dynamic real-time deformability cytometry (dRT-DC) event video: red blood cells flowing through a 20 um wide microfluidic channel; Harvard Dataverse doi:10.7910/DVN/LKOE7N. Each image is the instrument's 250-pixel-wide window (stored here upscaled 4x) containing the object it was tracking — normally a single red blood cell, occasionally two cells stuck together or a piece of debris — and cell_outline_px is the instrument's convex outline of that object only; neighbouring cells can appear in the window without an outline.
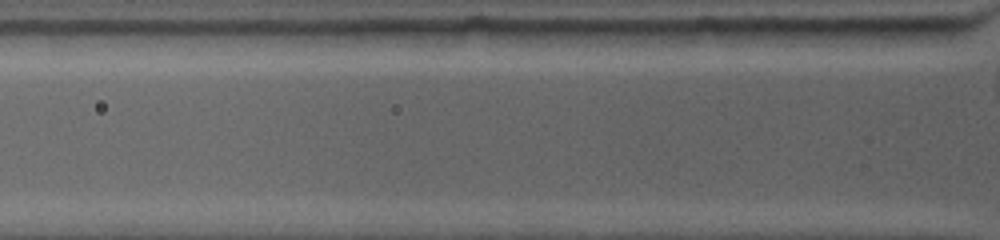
{"species": "common noctule bat (a hibernating species)", "species_latin": "Nyctalus noctula", "temperature_condition": "warm", "stored_images_in_passage": 3, "segment_of_instrument_passage": [1, 2], "camera_frame_rate_fps": 4500, "um_per_image_px": 0.085, "animal": {"sex": "female", "body_mass_g": 19.0, "forearm_length_mm": 53.3}, "frame": {"image": 1, "passage_image": 2, "time_ms": 0.667, "image_size_px": [1000, 240], "cell_outline_px": [[844, 28], [836, 32], [764, 44], [680, 44], [672, 32], [672, 28]], "centroid_in_image_um": [63.31, 2.98], "position_along_channel_um": 62.5, "area_um2": 15.61}}